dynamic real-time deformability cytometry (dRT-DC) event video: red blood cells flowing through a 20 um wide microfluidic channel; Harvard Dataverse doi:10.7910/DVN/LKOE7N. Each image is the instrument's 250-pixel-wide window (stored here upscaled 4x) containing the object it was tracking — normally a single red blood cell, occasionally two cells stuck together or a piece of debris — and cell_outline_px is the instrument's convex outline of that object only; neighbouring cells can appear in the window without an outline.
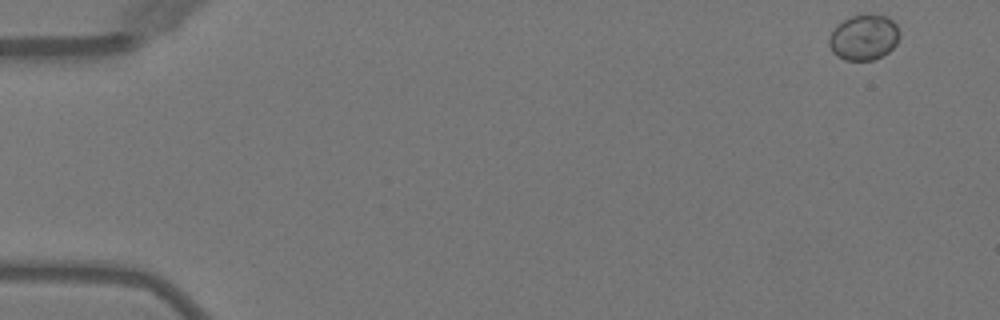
{"species": "Egyptian fruit bat (a non-hibernating species)", "species_latin": "Rousettus aegyptiacus", "temperature_condition": "warm", "stored_images_in_passage": 49, "camera_frame_rate_fps": 3000, "um_per_image_px": 0.085, "animal": {"sex": "female"}, "frame": {"image": 1, "passage_image": 1, "time_ms": 0.0, "image_size_px": [1000, 320], "cell_outline_px": [[900, 36], [896, 44], [888, 52], [872, 60], [844, 60], [836, 56], [832, 52], [828, 44], [828, 40], [832, 32], [844, 20], [852, 16], [888, 16], [896, 24], [900, 32]], "centroid_in_image_um": [73.43, 3.21], "position_along_channel_um": 11.6, "area_um2": 18.38}}
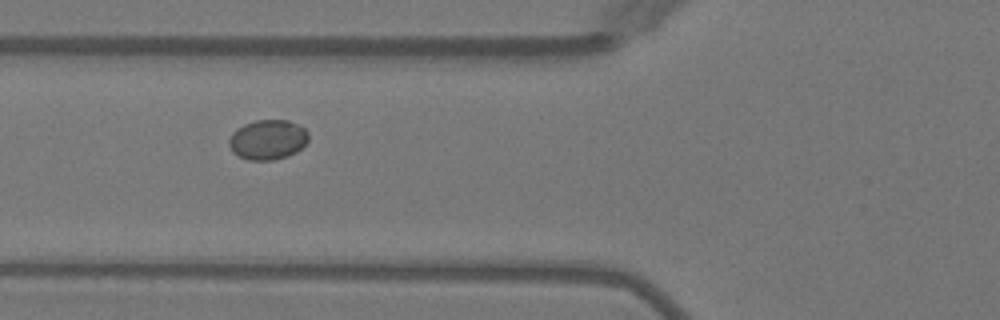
{"frame": {"image": 2, "passage_image": 18, "time_ms": 5.667, "image_size_px": [1000, 320], "cell_outline_px": [[308, 140], [296, 152], [288, 156], [272, 160], [248, 160], [232, 152], [228, 144], [228, 140], [232, 132], [244, 124], [256, 120], [288, 120], [304, 128], [308, 132]], "centroid_in_image_um": [22.74, 11.87], "position_along_channel_um": 103.1, "area_um2": 18.44}}
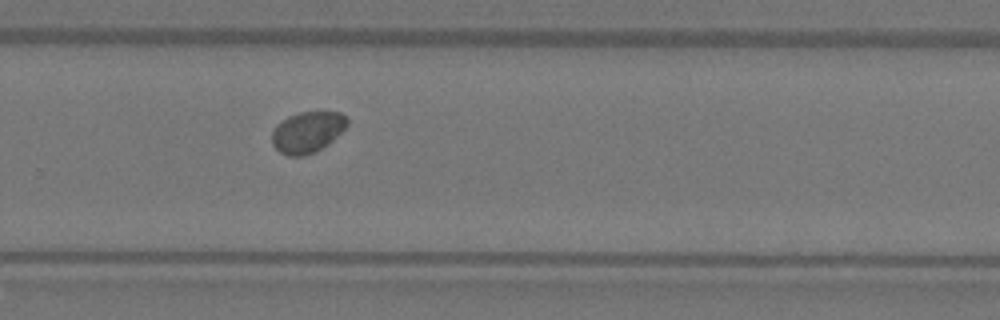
{"frame": {"image": 3, "passage_image": 33, "time_ms": 10.667, "image_size_px": [1000, 320], "cell_outline_px": [[348, 124], [328, 144], [304, 156], [288, 156], [280, 152], [272, 144], [272, 132], [276, 124], [288, 116], [300, 112], [340, 112], [348, 116]], "centroid_in_image_um": [26.12, 11.21], "position_along_channel_um": 303.7, "area_um2": 17.92}}